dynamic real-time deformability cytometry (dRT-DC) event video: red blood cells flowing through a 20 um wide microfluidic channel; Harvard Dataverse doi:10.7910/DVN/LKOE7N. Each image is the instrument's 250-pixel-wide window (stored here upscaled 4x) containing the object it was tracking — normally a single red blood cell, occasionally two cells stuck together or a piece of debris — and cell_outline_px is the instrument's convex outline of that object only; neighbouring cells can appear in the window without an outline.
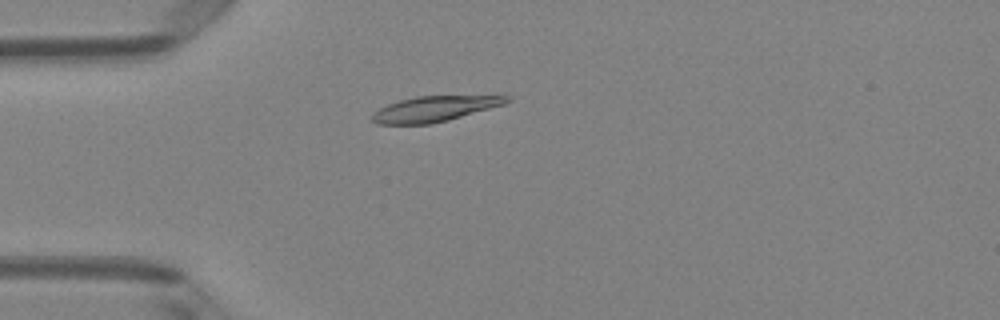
{"species": "Egyptian fruit bat (a non-hibernating species)", "species_latin": "Rousettus aegyptiacus", "temperature_condition": "room temperature", "stored_images_in_passage": 3, "camera_frame_rate_fps": 3000, "um_per_image_px": 0.085, "animal": {"sex": "female"}, "frame": {"image": 1, "passage_image": 2, "time_ms": 0.333, "image_size_px": [1000, 320], "cell_outline_px": [[512, 100], [504, 104], [448, 120], [432, 124], [376, 124], [372, 120], [372, 112], [388, 104], [400, 100], [416, 96], [504, 92], [512, 96]], "centroid_in_image_um": [37.15, 9.17], "position_along_channel_um": 47.9, "area_um2": 21.15}}